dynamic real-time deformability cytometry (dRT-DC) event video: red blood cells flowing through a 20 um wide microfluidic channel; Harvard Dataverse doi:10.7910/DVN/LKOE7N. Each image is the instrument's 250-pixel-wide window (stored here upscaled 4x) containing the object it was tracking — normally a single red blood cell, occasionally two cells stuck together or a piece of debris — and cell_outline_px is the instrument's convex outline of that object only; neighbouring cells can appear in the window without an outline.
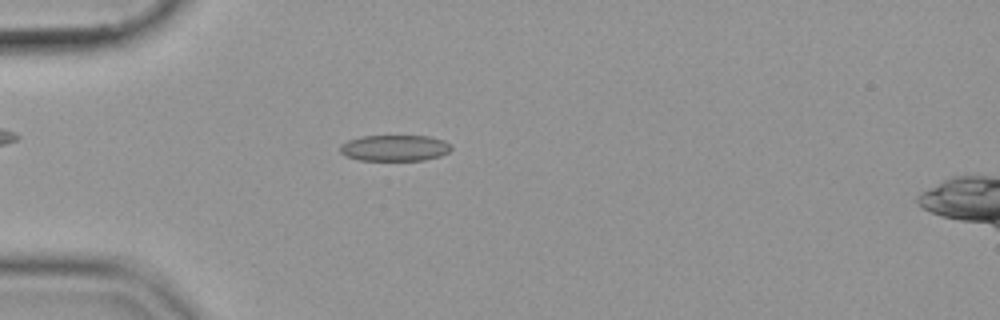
{"species": "common noctule bat (a hibernating species)", "species_latin": "Nyctalus noctula", "temperature_condition": "cold", "stored_images_in_passage": 52, "camera_frame_rate_fps": 3000, "um_per_image_px": 0.085, "animal": {"sex": "female", "body_mass_g": 19.9}, "frame": {"image": 1, "passage_image": 13, "time_ms": 4.0, "image_size_px": [1000, 320], "cell_outline_px": [[452, 148], [448, 152], [440, 156], [424, 160], [360, 160], [344, 156], [340, 152], [340, 144], [348, 140], [360, 136], [428, 136], [444, 140]], "centroid_in_image_um": [33.51, 12.58], "position_along_channel_um": 51.5, "area_um2": 16.94}}
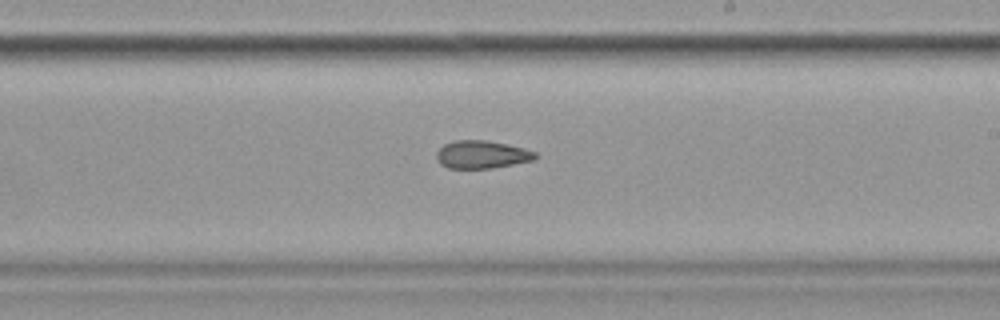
{"frame": {"image": 2, "passage_image": 30, "time_ms": 9.667, "image_size_px": [1000, 320], "cell_outline_px": [[536, 160], [492, 168], [448, 168], [440, 164], [436, 160], [436, 152], [444, 144], [456, 140], [484, 140], [508, 144], [524, 148], [536, 152]], "centroid_in_image_um": [40.95, 13.14], "position_along_channel_um": 248.0, "area_um2": 16.13}}
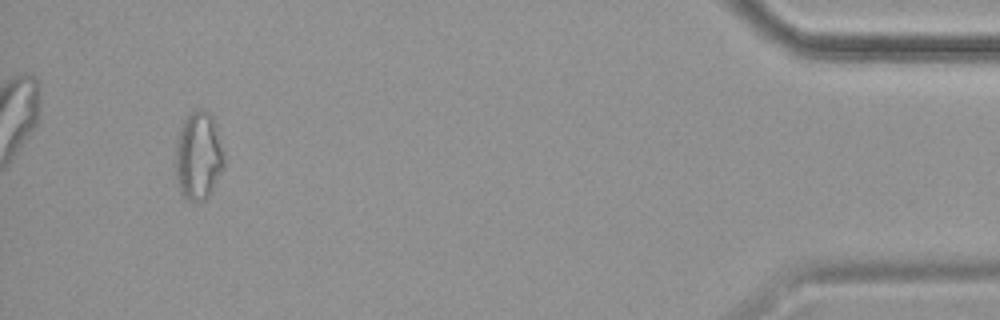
{"frame": {"image": 3, "passage_image": 49, "time_ms": 16.0, "image_size_px": [1000, 320], "cell_outline_px": [[224, 168], [208, 196], [204, 200], [188, 200], [180, 192], [176, 180], [176, 140], [180, 128], [188, 112], [196, 108], [204, 108], [212, 116], [224, 152]], "centroid_in_image_um": [16.86, 13.21], "position_along_channel_um": 418.3, "area_um2": 25.09}}